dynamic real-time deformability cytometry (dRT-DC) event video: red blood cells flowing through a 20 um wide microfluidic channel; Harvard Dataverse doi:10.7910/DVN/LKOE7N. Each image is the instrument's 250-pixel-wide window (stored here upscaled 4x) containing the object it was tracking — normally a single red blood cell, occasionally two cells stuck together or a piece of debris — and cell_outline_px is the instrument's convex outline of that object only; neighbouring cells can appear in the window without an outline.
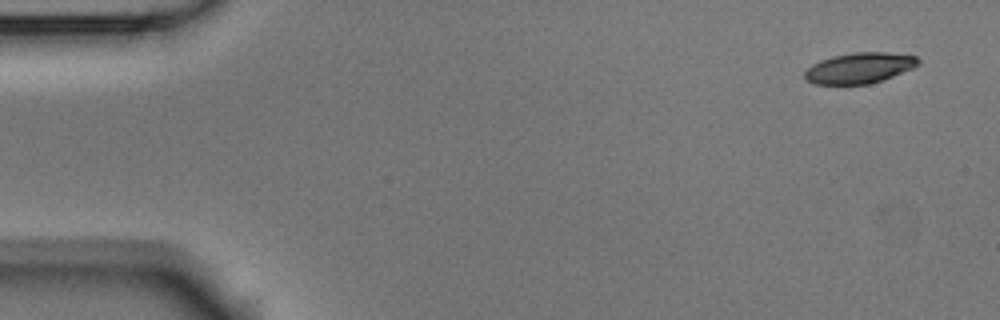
{"species": "Egyptian fruit bat (a non-hibernating species)", "species_latin": "Rousettus aegyptiacus", "temperature_condition": "room temperature", "stored_images_in_passage": 2, "segment_of_instrument_passage": [2, 2], "camera_frame_rate_fps": 3000, "um_per_image_px": 0.085, "animal": {"sex": "male"}, "frame": {"image": 1, "passage_image": 2, "time_ms": 0.333, "image_size_px": [1000, 320], "cell_outline_px": [[920, 64], [912, 68], [892, 76], [868, 84], [812, 84], [804, 80], [804, 72], [812, 64], [820, 60], [832, 56], [852, 52], [888, 52], [916, 56], [920, 60]], "centroid_in_image_um": [73.01, 5.77], "position_along_channel_um": 12.0, "area_um2": 20.35}}